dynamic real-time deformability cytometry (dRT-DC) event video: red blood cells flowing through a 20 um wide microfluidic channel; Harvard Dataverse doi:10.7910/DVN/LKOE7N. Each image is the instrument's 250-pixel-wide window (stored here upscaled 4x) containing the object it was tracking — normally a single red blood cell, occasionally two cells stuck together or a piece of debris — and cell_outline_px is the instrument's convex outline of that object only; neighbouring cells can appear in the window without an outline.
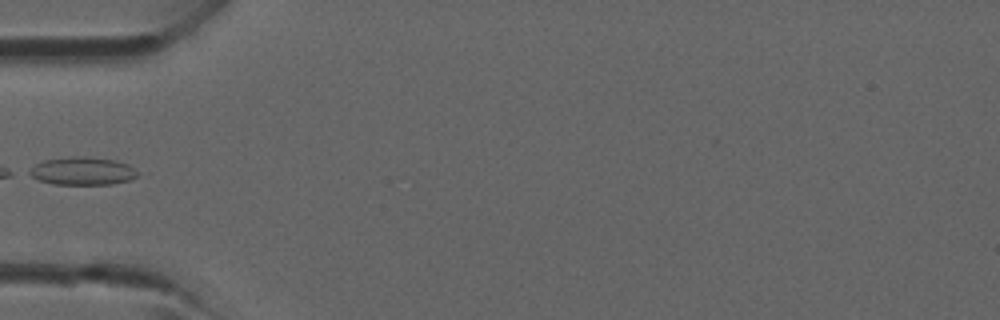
{"species": "common noctule bat (a hibernating species)", "species_latin": "Nyctalus noctula", "temperature_condition": "room temperature", "stored_images_in_passage": 3, "camera_frame_rate_fps": 3000, "um_per_image_px": 0.085, "animal": {"sex": "male", "forearm_length_mm": 52.5}, "frame": {"image": 1, "passage_image": 3, "time_ms": 2.333, "image_size_px": [1000, 320], "cell_outline_px": [[148, 172], [128, 180], [112, 184], [52, 184], [40, 180], [24, 172], [36, 164], [44, 160], [72, 156], [84, 156], [116, 160], [128, 164]], "centroid_in_image_um": [7.1, 14.53], "position_along_channel_um": 77.9, "area_um2": 18.09}}